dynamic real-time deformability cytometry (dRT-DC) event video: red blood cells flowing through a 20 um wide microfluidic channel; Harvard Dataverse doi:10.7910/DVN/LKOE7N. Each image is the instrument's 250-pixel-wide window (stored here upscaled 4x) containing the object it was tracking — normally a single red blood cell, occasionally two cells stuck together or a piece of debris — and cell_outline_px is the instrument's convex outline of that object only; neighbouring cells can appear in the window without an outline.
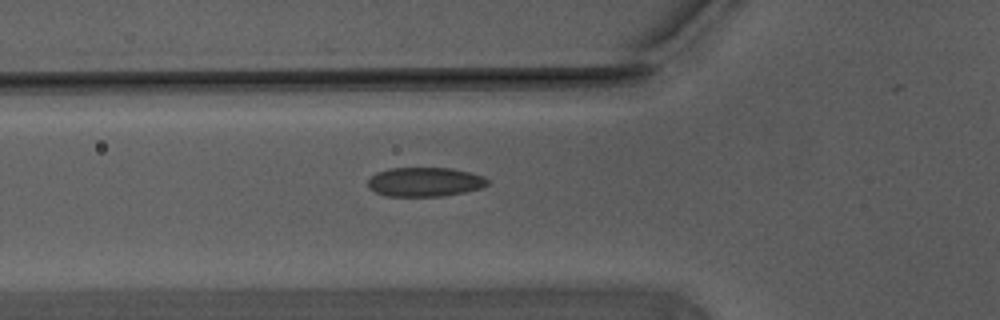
{"species": "Egyptian fruit bat (a non-hibernating species)", "species_latin": "Rousettus aegyptiacus", "temperature_condition": "warm", "stored_images_in_passage": 5, "camera_frame_rate_fps": 3000, "um_per_image_px": 0.085, "animal": {"sex": "male"}, "frame": {"image": 1, "passage_image": 5, "time_ms": 1.333, "image_size_px": [1000, 320], "cell_outline_px": [[488, 184], [480, 188], [464, 192], [444, 196], [384, 196], [368, 188], [368, 180], [376, 172], [388, 168], [452, 168], [472, 172], [484, 176], [488, 180]], "centroid_in_image_um": [36.11, 15.46], "position_along_channel_um": 89.7, "area_um2": 20.52}}